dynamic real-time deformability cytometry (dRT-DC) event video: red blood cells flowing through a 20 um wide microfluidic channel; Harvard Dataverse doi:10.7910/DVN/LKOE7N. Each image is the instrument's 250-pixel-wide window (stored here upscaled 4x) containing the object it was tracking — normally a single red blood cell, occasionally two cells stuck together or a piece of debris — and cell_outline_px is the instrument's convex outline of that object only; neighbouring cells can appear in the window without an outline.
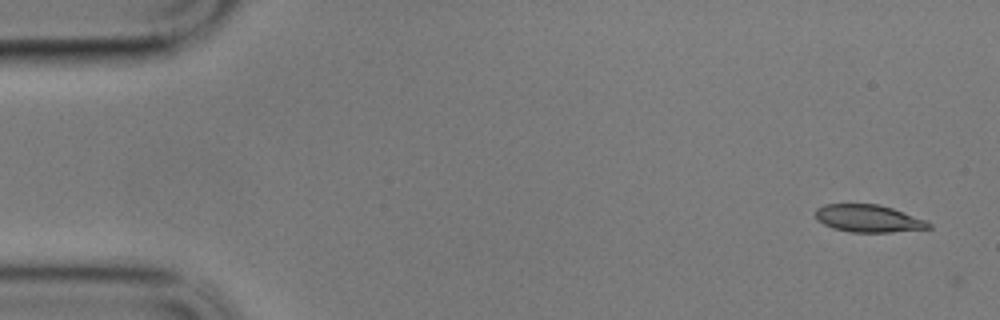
{"species": "common noctule bat (a hibernating species)", "species_latin": "Nyctalus noctula", "temperature_condition": "cold", "stored_images_in_passage": 2, "camera_frame_rate_fps": 3000, "um_per_image_px": 0.085, "animal": {"sex": "male", "body_mass_g": 17.9}, "frame": {"image": 1, "passage_image": 1, "time_ms": 0.0, "image_size_px": [1000, 320], "cell_outline_px": [[932, 228], [892, 232], [852, 232], [832, 228], [816, 220], [816, 208], [824, 204], [880, 204], [892, 208], [924, 220], [932, 224]], "centroid_in_image_um": [73.79, 18.57], "position_along_channel_um": 11.2, "area_um2": 18.03}}